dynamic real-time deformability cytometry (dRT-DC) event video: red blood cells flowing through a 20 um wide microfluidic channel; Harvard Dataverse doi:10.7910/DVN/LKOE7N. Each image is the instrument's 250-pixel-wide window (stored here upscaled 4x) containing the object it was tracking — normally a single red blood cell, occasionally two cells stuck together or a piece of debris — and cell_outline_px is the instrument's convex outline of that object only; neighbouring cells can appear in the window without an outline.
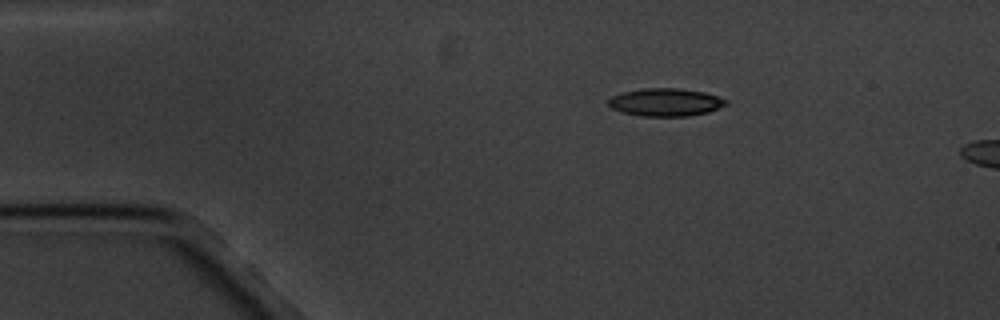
{"species": "common noctule bat (a hibernating species)", "species_latin": "Nyctalus noctula", "temperature_condition": "cold", "stored_images_in_passage": 3, "camera_frame_rate_fps": 3000, "um_per_image_px": 0.085, "animal": {"sex": "male", "body_mass_g": 20.1, "forearm_length_mm": 53.5}, "frame": {"image": 1, "passage_image": 1, "time_ms": 0.0, "image_size_px": [1000, 320], "cell_outline_px": [[728, 104], [708, 112], [688, 116], [640, 116], [624, 112], [612, 108], [608, 104], [608, 100], [612, 96], [624, 92], [644, 88], [680, 88], [704, 92], [728, 100]], "centroid_in_image_um": [56.59, 8.69], "position_along_channel_um": 28.4, "area_um2": 18.96}}